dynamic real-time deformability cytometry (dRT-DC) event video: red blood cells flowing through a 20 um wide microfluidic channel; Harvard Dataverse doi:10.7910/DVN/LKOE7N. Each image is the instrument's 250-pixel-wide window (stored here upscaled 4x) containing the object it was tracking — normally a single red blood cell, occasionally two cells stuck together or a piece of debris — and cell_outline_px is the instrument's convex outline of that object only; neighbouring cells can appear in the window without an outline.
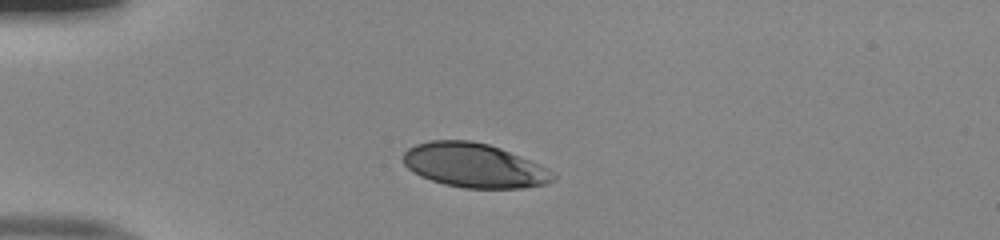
{"species": "human", "species_latin": "Homo sapiens", "temperature_condition": "room temperature", "stored_images_in_passage": 39, "camera_frame_rate_fps": 3000, "um_per_image_px": 0.085, "donor": {"sex": "male"}, "frame": {"image": 1, "passage_image": 1, "time_ms": 0.0, "image_size_px": [1000, 240], "cell_outline_px": [[556, 180], [544, 184], [520, 188], [464, 188], [444, 184], [420, 176], [408, 168], [404, 164], [404, 152], [408, 148], [416, 144], [428, 140], [472, 140], [488, 144], [500, 148], [540, 164], [548, 168], [556, 176]], "centroid_in_image_um": [40.31, 14.05], "position_along_channel_um": 44.7, "area_um2": 38.61}}
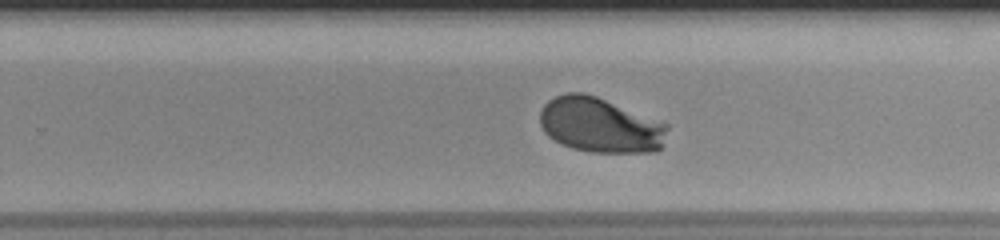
{"frame": {"image": 2, "passage_image": 21, "time_ms": 6.667, "image_size_px": [1000, 240], "cell_outline_px": [[668, 128], [660, 148], [656, 152], [592, 152], [572, 148], [560, 144], [548, 136], [544, 132], [540, 124], [540, 112], [544, 104], [548, 100], [564, 92], [584, 92], [596, 96], [668, 124]], "centroid_in_image_um": [50.97, 10.63], "position_along_channel_um": 278.8, "area_um2": 40.81}}
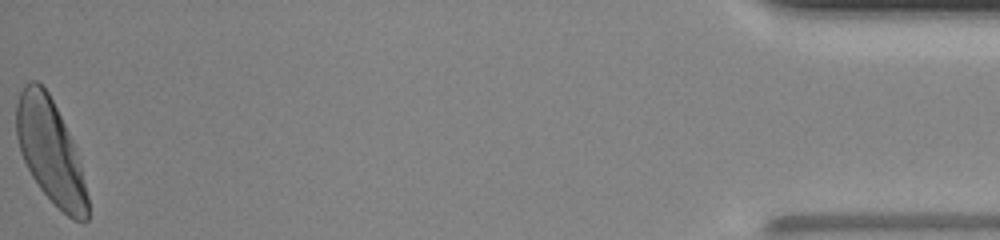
{"frame": {"image": 3, "passage_image": 39, "time_ms": 12.667, "image_size_px": [1000, 240], "cell_outline_px": [[88, 220], [72, 220], [40, 188], [32, 176], [20, 152], [16, 136], [16, 104], [20, 92], [24, 84], [28, 80], [36, 80], [48, 92], [72, 140], [88, 196]], "centroid_in_image_um": [4.25, 12.83], "position_along_channel_um": 431.0, "area_um2": 42.14}, "authors_computed_cell_mechanics": {"area_um2": 40.46, "velocity_mm_per_s": 3.986, "shape_relaxation_time_tau1_ms": 2.1279, "shape_relaxation_time_tau2_ms": null, "deformation_change_tau1": 0.1572, "deformation_change_tau2": null}}